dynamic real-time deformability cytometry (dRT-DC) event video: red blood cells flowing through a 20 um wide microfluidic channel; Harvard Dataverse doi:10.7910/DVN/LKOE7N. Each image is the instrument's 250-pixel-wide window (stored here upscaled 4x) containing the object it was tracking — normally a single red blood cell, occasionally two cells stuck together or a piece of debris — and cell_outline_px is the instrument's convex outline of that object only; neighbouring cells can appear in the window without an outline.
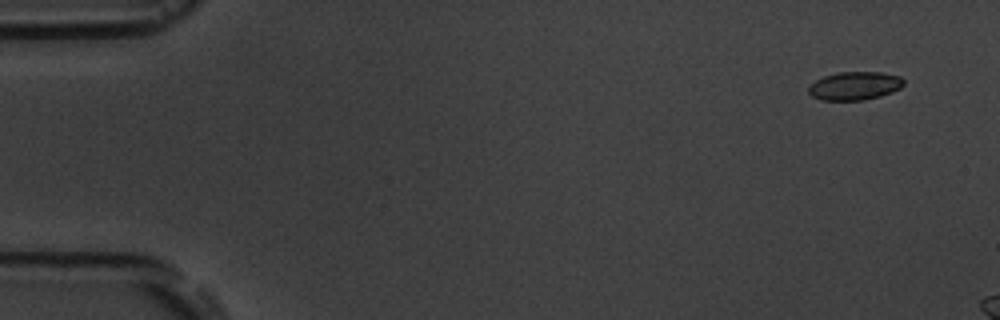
{"species": "common noctule bat (a hibernating species)", "species_latin": "Nyctalus noctula", "temperature_condition": "room temperature", "stored_images_in_passage": 3, "camera_frame_rate_fps": 3000, "um_per_image_px": 0.085, "animal": {"sex": "male", "body_mass_g": 19.5, "forearm_length_mm": 54.6}, "frame": {"image": 1, "passage_image": 1, "time_ms": 0.0, "image_size_px": [1000, 320], "cell_outline_px": [[904, 84], [900, 88], [892, 92], [880, 96], [864, 100], [820, 100], [812, 96], [808, 92], [808, 88], [816, 80], [824, 76], [840, 72], [880, 72], [900, 76], [904, 80]], "centroid_in_image_um": [72.66, 7.3], "position_along_channel_um": 12.3, "area_um2": 15.66}}